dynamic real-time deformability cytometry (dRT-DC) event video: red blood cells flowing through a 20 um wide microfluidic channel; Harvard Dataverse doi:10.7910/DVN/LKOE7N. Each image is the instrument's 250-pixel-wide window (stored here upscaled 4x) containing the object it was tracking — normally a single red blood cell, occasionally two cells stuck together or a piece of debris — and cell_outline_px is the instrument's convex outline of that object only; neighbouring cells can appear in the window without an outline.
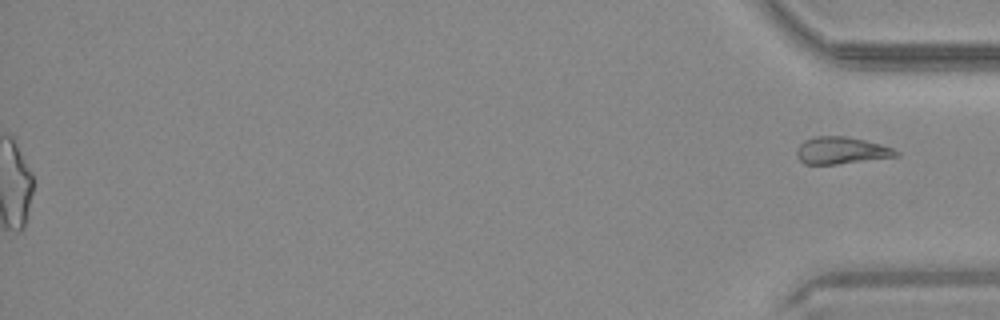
{"species": "common noctule bat (a hibernating species)", "species_latin": "Nyctalus noctula", "temperature_condition": "warm", "stored_images_in_passage": 44, "segment_of_instrument_passage": [2, 2], "camera_frame_rate_fps": 3000, "um_per_image_px": 0.085, "animal": {"sex": "male", "body_mass_g": 20.4}, "frame": {"image": 1, "passage_image": 44, "time_ms": 14.333, "image_size_px": [1000, 320], "cell_outline_px": [[900, 156], [836, 164], [804, 164], [796, 156], [796, 148], [804, 140], [812, 136], [848, 136], [880, 144], [892, 148], [900, 152]], "centroid_in_image_um": [71.49, 12.78], "position_along_channel_um": 363.7, "area_um2": 15.78}}